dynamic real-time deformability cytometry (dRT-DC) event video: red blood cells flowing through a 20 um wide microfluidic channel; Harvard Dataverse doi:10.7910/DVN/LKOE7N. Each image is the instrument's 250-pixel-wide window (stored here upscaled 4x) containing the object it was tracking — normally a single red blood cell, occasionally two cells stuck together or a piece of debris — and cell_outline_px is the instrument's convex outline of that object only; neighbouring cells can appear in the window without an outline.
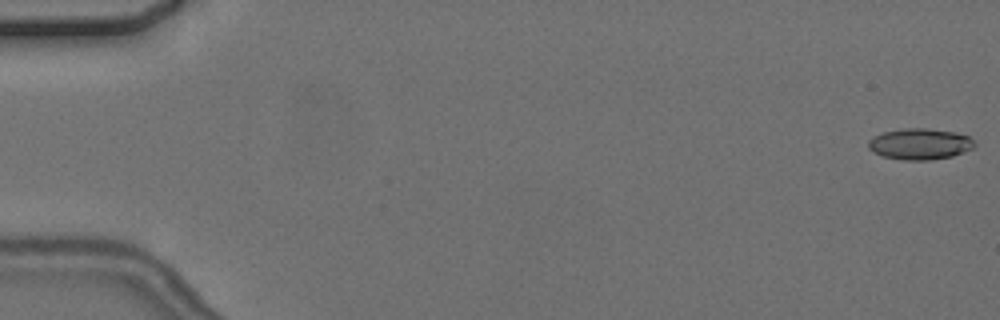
{"species": "common noctule bat (a hibernating species)", "species_latin": "Nyctalus noctula", "temperature_condition": "cold", "stored_images_in_passage": 15, "camera_frame_rate_fps": 3000, "um_per_image_px": 0.085, "animal": {"sex": "female", "body_mass_g": 24.6, "forearm_length_mm": 56.2}, "frame": {"image": 1, "passage_image": 1, "time_ms": 0.0, "image_size_px": [1000, 320], "cell_outline_px": [[976, 144], [972, 148], [964, 152], [952, 156], [928, 160], [904, 160], [884, 156], [868, 148], [868, 140], [872, 136], [884, 132], [904, 128], [928, 128], [956, 132], [968, 136]], "centroid_in_image_um": [78.19, 12.23], "position_along_channel_um": 6.8, "area_um2": 19.19}}
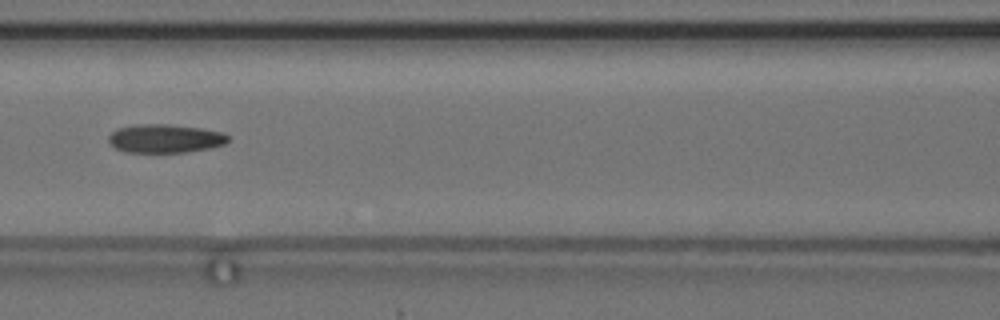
{"frame": {"image": 2, "passage_image": 7, "time_ms": 8.333, "image_size_px": [1000, 320], "cell_outline_px": [[228, 140], [224, 144], [208, 148], [184, 152], [124, 152], [116, 148], [108, 140], [108, 136], [116, 128], [136, 124], [168, 124], [200, 128], [224, 132], [228, 136]], "centroid_in_image_um": [14.0, 11.76], "position_along_channel_um": 152.6, "area_um2": 19.83}, "authors_computed_cell_mechanics": {"area_um2": 19.8254, "velocity_mm_per_s": 3.6471, "shape_relaxation_time_tau1_ms": null, "shape_relaxation_time_tau2_ms": 2.7623, "deformation_change_tau1": null, "deformation_change_tau2": 0.097}}